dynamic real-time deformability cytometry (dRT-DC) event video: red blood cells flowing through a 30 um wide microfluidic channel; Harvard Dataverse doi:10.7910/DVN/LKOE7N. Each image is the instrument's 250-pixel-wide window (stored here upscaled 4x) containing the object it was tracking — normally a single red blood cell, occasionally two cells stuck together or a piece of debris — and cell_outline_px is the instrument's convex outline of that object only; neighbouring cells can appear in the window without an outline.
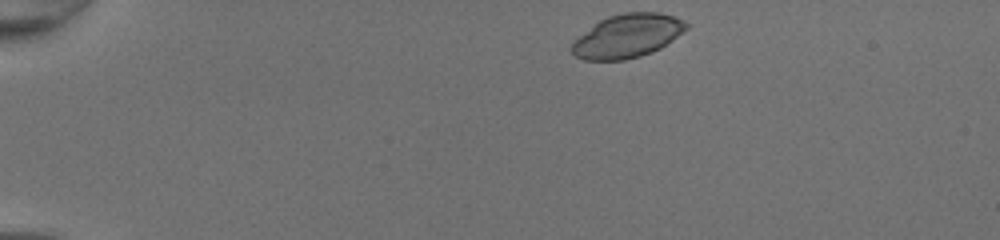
{"species": "common noctule bat (a hibernating species)", "species_latin": "Nyctalus noctula", "temperature_condition": "room temperature", "stored_images_in_passage": 41, "camera_frame_rate_fps": 3000, "um_per_image_px": 0.085, "animal": {"sex": "female", "body_mass_g": 20.0, "forearm_length_mm": 54.0}, "frame": {"image": 1, "passage_image": 1, "time_ms": 0.0, "image_size_px": [1000, 240], "cell_outline_px": [[688, 28], [672, 40], [660, 48], [652, 52], [640, 56], [624, 60], [584, 60], [576, 56], [568, 48], [572, 40], [600, 20], [608, 16], [624, 12], [660, 12], [684, 20], [688, 24]], "centroid_in_image_um": [53.29, 3.05], "position_along_channel_um": 31.7, "area_um2": 29.19}}
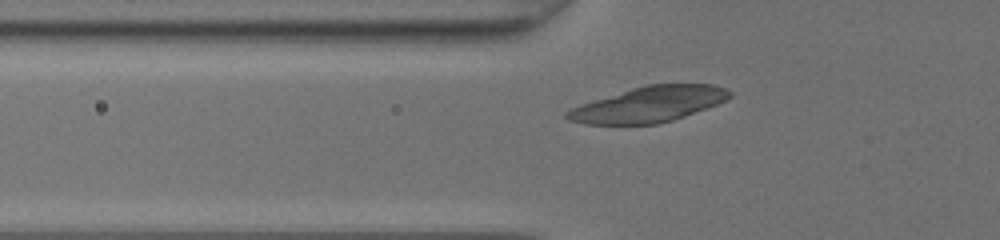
{"frame": {"image": 2, "passage_image": 10, "time_ms": 3.0, "image_size_px": [1000, 240], "cell_outline_px": [[732, 96], [716, 104], [684, 116], [672, 120], [656, 124], [584, 124], [568, 120], [564, 116], [564, 112], [580, 104], [632, 88], [648, 84], [712, 84], [724, 88], [732, 92]], "centroid_in_image_um": [55.11, 8.87], "position_along_channel_um": 70.7, "area_um2": 33.35}}
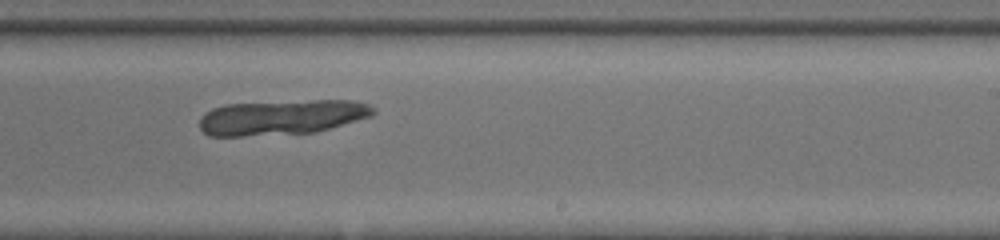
{"frame": {"image": 3, "passage_image": 24, "time_ms": 7.667, "image_size_px": [1000, 240], "cell_outline_px": [[376, 112], [372, 116], [316, 132], [244, 136], [208, 136], [200, 128], [200, 120], [212, 108], [224, 104], [312, 100], [348, 100], [368, 104], [376, 108]], "centroid_in_image_um": [23.97, 9.96], "position_along_channel_um": 265.0, "area_um2": 35.37}}